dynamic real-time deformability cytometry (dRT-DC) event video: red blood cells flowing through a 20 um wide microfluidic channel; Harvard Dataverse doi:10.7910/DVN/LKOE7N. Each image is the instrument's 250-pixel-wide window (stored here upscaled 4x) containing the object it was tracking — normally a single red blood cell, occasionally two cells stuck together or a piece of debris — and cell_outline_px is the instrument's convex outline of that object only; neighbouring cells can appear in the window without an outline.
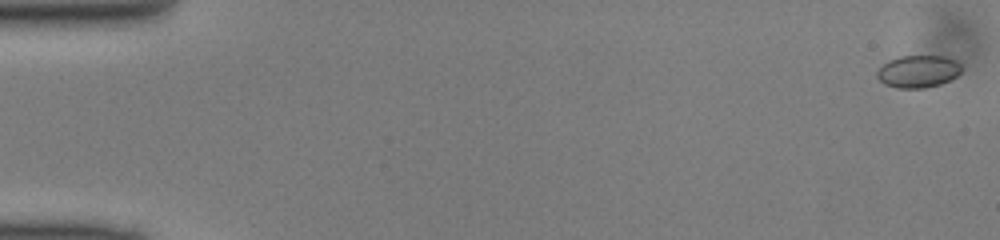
{"species": "common noctule bat (a hibernating species)", "species_latin": "Nyctalus noctula", "temperature_condition": "cold", "stored_images_in_passage": 49, "camera_frame_rate_fps": 3000, "um_per_image_px": 0.085, "animal": {"sex": "male", "body_mass_g": 13.0, "forearm_length_mm": 53.1}, "frame": {"image": 1, "passage_image": 1, "time_ms": 0.0, "image_size_px": [1000, 240], "cell_outline_px": [[960, 72], [956, 76], [940, 84], [924, 88], [896, 88], [884, 84], [876, 76], [876, 72], [888, 60], [900, 56], [944, 56], [956, 60], [960, 64]], "centroid_in_image_um": [78.02, 6.07], "position_along_channel_um": 7.0, "area_um2": 15.84}}
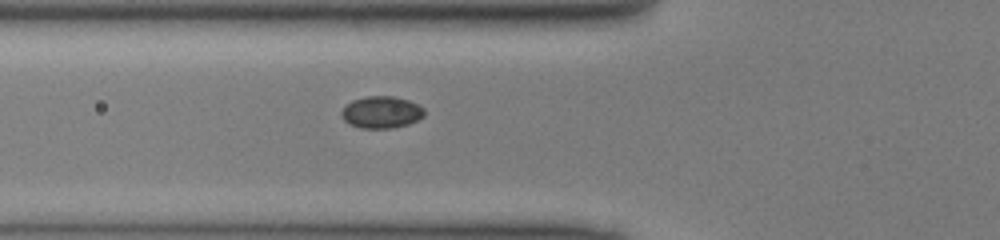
{"frame": {"image": 2, "passage_image": 18, "time_ms": 5.667, "image_size_px": [1000, 240], "cell_outline_px": [[424, 116], [408, 124], [392, 128], [360, 128], [344, 120], [340, 116], [340, 112], [352, 100], [368, 96], [392, 96], [408, 100], [424, 108]], "centroid_in_image_um": [32.41, 9.54], "position_along_channel_um": 93.4, "area_um2": 15.26}}
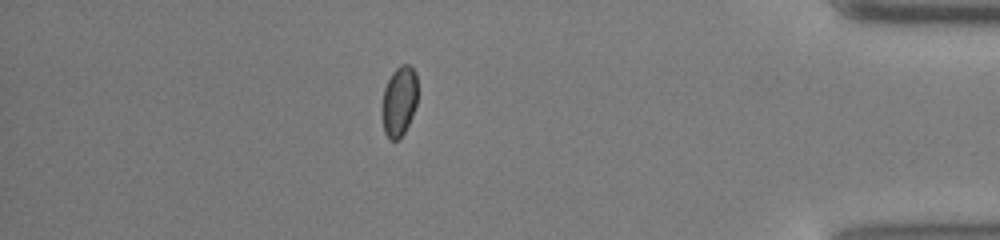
{"frame": {"image": 3, "passage_image": 43, "time_ms": 14.0, "image_size_px": [1000, 240], "cell_outline_px": [[416, 104], [412, 116], [404, 132], [396, 140], [388, 140], [384, 132], [384, 88], [392, 72], [400, 64], [408, 64], [416, 72]], "centroid_in_image_um": [33.95, 8.58], "position_along_channel_um": 401.3, "area_um2": 14.05}}